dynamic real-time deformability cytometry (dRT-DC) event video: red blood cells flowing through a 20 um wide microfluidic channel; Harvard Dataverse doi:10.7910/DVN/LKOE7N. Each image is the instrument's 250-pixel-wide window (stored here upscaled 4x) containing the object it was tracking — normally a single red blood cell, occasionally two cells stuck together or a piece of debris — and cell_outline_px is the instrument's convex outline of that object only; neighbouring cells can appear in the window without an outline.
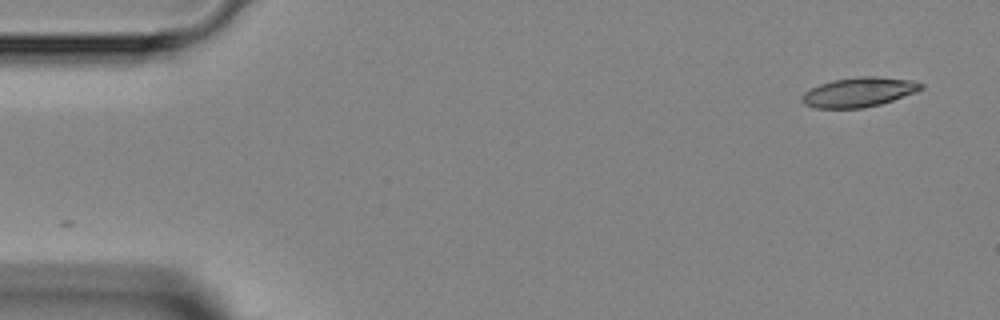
{"species": "Egyptian fruit bat (a non-hibernating species)", "species_latin": "Rousettus aegyptiacus", "temperature_condition": "room temperature", "stored_images_in_passage": 4, "camera_frame_rate_fps": 3000, "um_per_image_px": 0.085, "animal": {"sex": "female"}, "frame": {"image": 1, "passage_image": 1, "time_ms": 0.0, "image_size_px": [1000, 320], "cell_outline_px": [[924, 88], [916, 92], [880, 104], [864, 108], [816, 108], [804, 104], [800, 100], [800, 96], [804, 92], [820, 84], [832, 80], [860, 76], [876, 76], [912, 80], [924, 84]], "centroid_in_image_um": [72.99, 7.83], "position_along_channel_um": 12.0, "area_um2": 20.58}}
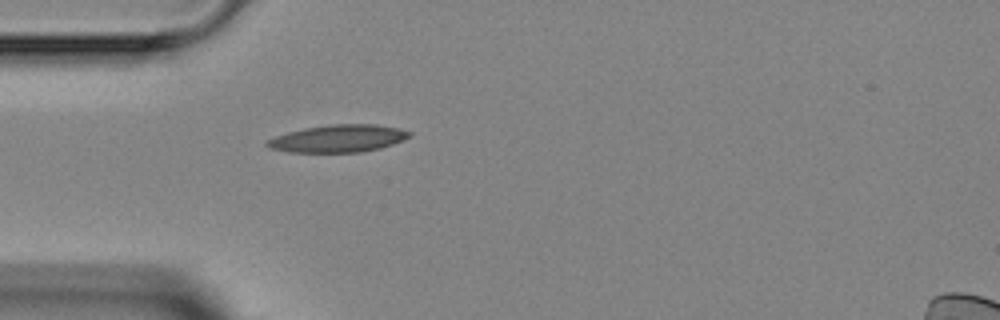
{"frame": {"image": 2, "passage_image": 4, "time_ms": 3.667, "image_size_px": [1000, 320], "cell_outline_px": [[412, 136], [404, 140], [380, 148], [360, 152], [288, 152], [272, 148], [264, 144], [268, 140], [276, 136], [288, 132], [304, 128], [332, 124], [376, 124], [396, 128], [412, 132]], "centroid_in_image_um": [28.78, 11.77], "position_along_channel_um": 56.2, "area_um2": 22.6}}